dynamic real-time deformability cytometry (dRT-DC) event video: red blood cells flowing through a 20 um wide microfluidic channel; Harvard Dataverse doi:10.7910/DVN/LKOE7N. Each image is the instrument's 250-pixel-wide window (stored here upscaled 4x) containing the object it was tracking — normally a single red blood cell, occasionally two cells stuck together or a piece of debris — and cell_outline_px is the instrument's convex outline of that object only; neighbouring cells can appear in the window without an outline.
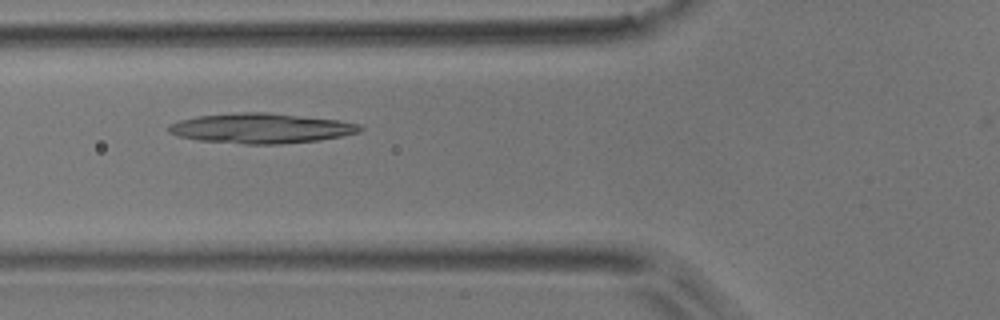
{"species": "common noctule bat (a hibernating species)", "species_latin": "Nyctalus noctula", "temperature_condition": "room temperature", "stored_images_in_passage": 40, "camera_frame_rate_fps": 3000, "um_per_image_px": 0.085, "animal": {"sex": "male", "body_mass_g": 17.9}, "frame": {"image": 1, "passage_image": 8, "time_ms": 2.333, "image_size_px": [1000, 320], "cell_outline_px": [[364, 128], [360, 132], [320, 140], [280, 144], [244, 144], [200, 140], [180, 136], [168, 132], [168, 124], [180, 120], [200, 116], [244, 112], [268, 112], [336, 120], [360, 124]], "centroid_in_image_um": [22.21, 10.9], "position_along_channel_um": 103.6, "area_um2": 33.18}}
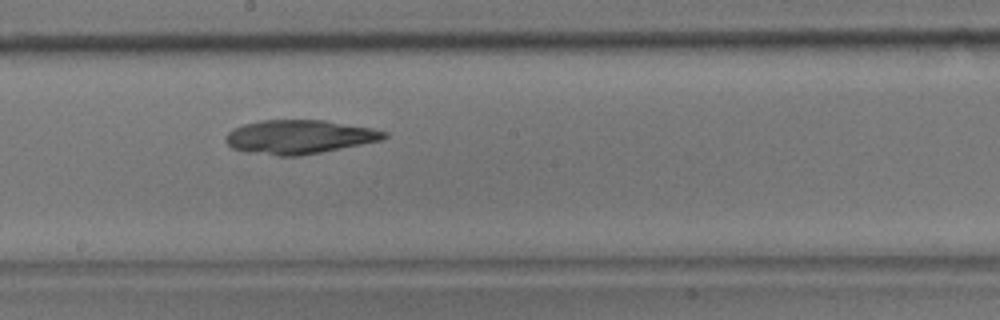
{"frame": {"image": 2, "passage_image": 17, "time_ms": 5.333, "image_size_px": [1000, 320], "cell_outline_px": [[388, 136], [380, 140], [300, 156], [276, 156], [244, 152], [232, 148], [224, 140], [224, 136], [232, 128], [244, 124], [260, 120], [324, 120], [372, 128], [388, 132]], "centroid_in_image_um": [25.36, 11.63], "position_along_channel_um": 222.8, "area_um2": 31.33}}
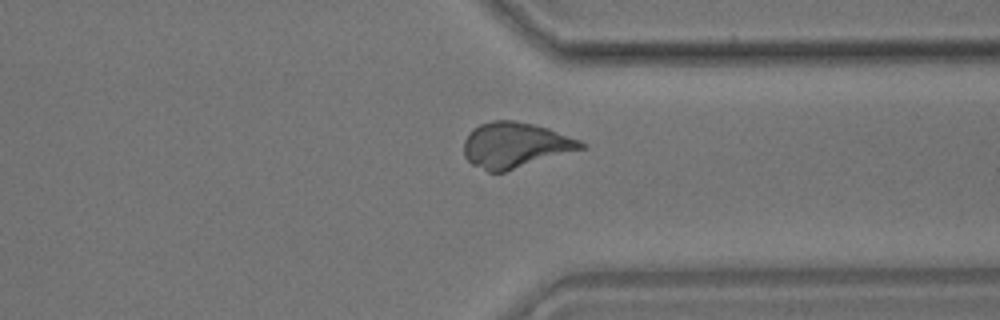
{"frame": {"image": 3, "passage_image": 28, "time_ms": 9.0, "image_size_px": [1000, 320], "cell_outline_px": [[588, 144], [584, 148], [504, 172], [488, 172], [472, 164], [464, 156], [464, 140], [468, 132], [472, 128], [480, 124], [492, 120], [512, 120], [532, 124], [548, 128], [580, 140]], "centroid_in_image_um": [43.76, 12.33], "position_along_channel_um": 367.6, "area_um2": 30.98}}